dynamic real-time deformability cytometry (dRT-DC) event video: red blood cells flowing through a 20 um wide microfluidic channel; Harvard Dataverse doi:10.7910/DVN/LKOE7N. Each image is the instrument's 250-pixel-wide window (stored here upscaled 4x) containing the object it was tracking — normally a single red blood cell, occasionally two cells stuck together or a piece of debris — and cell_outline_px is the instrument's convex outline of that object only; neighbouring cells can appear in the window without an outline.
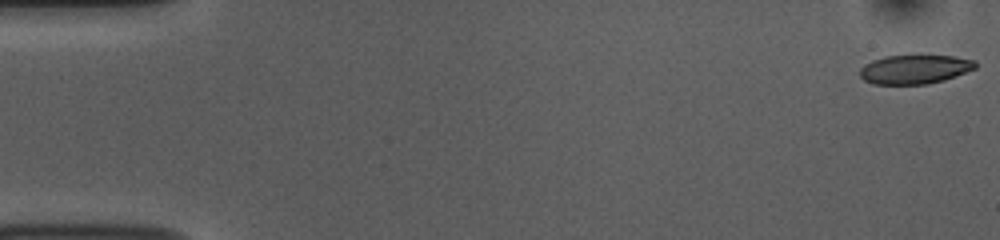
{"species": "common noctule bat (a hibernating species)", "species_latin": "Nyctalus noctula", "temperature_condition": "room temperature", "stored_images_in_passage": 53, "camera_frame_rate_fps": 3000, "um_per_image_px": 0.085, "animal": {"sex": "female", "body_mass_g": 10.0, "forearm_length_mm": 53.1}, "frame": {"image": 1, "passage_image": 1, "time_ms": 0.0, "image_size_px": [1000, 240], "cell_outline_px": [[976, 68], [956, 76], [944, 80], [928, 84], [872, 84], [864, 80], [860, 76], [860, 68], [864, 64], [872, 60], [884, 56], [952, 56], [976, 60]], "centroid_in_image_um": [77.74, 5.9], "position_along_channel_um": 7.3, "area_um2": 19.54}}
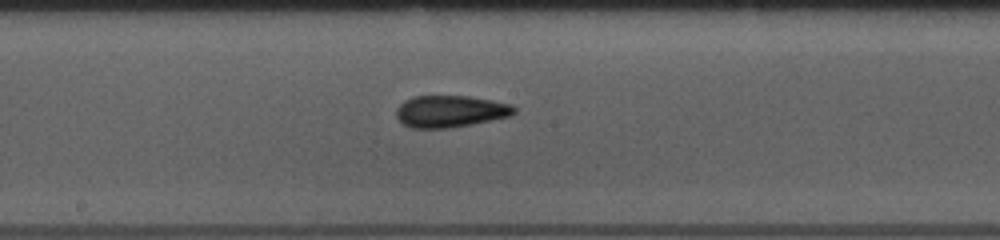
{"frame": {"image": 2, "passage_image": 28, "time_ms": 9.0, "image_size_px": [1000, 240], "cell_outline_px": [[516, 112], [512, 116], [448, 128], [412, 128], [404, 124], [396, 116], [396, 108], [404, 100], [412, 96], [468, 96], [492, 100], [512, 104], [516, 108]], "centroid_in_image_um": [38.28, 9.45], "position_along_channel_um": 209.9, "area_um2": 21.91}}
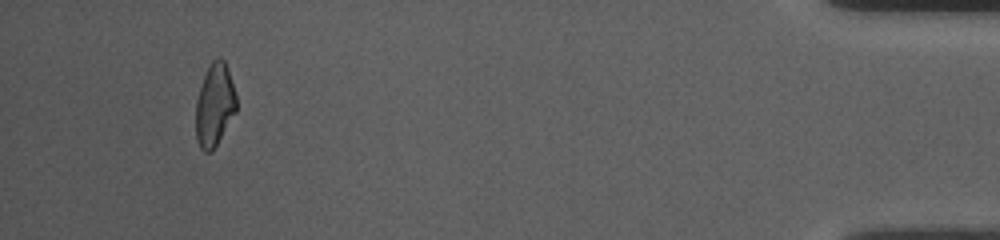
{"frame": {"image": 3, "passage_image": 50, "time_ms": 16.333, "image_size_px": [1000, 240], "cell_outline_px": [[236, 112], [212, 152], [204, 152], [200, 148], [196, 140], [196, 100], [204, 76], [212, 60], [216, 56], [220, 56], [224, 60], [236, 92]], "centroid_in_image_um": [18.24, 8.93], "position_along_channel_um": 417.0, "area_um2": 19.59}, "authors_computed_cell_mechanics": {"area_um2": 20.7502, "velocity_mm_per_s": 3.7775, "shape_relaxation_time_tau1_ms": null, "shape_relaxation_time_tau2_ms": 3.2321, "deformation_change_tau1": null, "deformation_change_tau2": 0.0933}}